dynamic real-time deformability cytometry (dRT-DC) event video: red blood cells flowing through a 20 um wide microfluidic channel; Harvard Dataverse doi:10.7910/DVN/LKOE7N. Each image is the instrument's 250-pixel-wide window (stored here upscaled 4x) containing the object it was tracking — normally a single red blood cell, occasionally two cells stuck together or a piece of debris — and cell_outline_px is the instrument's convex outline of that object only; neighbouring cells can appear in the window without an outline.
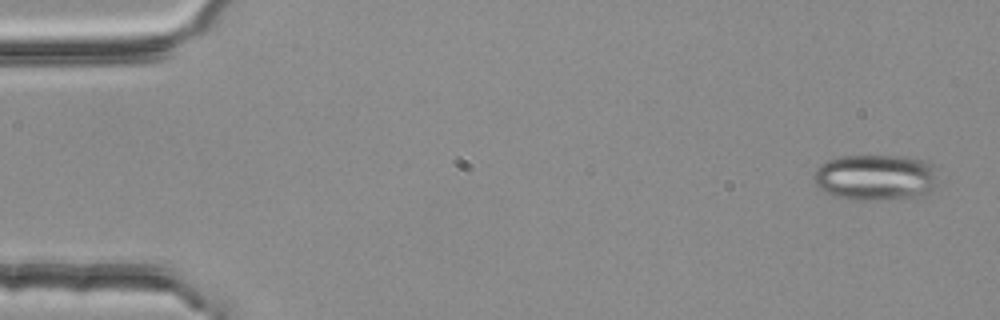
{"species": "common noctule bat (a hibernating species)", "species_latin": "Nyctalus noctula", "temperature_condition": "room temperature", "stored_images_in_passage": 4, "camera_frame_rate_fps": 3000, "um_per_image_px": 0.085, "animal": {"sex": "female", "body_mass_g": 25.1}, "frame": {"image": 1, "passage_image": 1, "time_ms": 0.0, "image_size_px": [1000, 320], "cell_outline_px": [[936, 184], [928, 192], [916, 200], [852, 200], [836, 196], [820, 188], [816, 184], [812, 176], [816, 168], [820, 164], [828, 160], [840, 156], [904, 156], [924, 160], [932, 164], [936, 180]], "centroid_in_image_um": [74.44, 15.1], "position_along_channel_um": 10.6, "area_um2": 33.87}}